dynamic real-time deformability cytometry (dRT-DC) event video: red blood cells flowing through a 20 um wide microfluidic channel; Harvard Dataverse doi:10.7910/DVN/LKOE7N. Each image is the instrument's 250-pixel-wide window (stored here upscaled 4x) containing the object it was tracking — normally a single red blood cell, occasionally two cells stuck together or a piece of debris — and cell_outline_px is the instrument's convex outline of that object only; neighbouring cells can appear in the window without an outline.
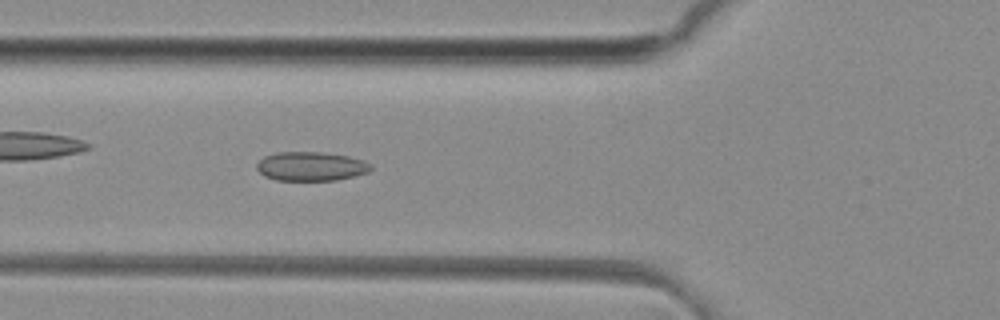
{"species": "common noctule bat (a hibernating species)", "species_latin": "Nyctalus noctula", "temperature_condition": "room temperature", "stored_images_in_passage": 42, "camera_frame_rate_fps": 3000, "um_per_image_px": 0.085, "animal": {"sex": "female", "body_mass_g": 29.2, "forearm_length_mm": 56.3}, "frame": {"image": 1, "passage_image": 17, "time_ms": 5.333, "image_size_px": [1000, 320], "cell_outline_px": [[372, 168], [368, 172], [356, 176], [336, 180], [276, 180], [264, 176], [256, 168], [256, 164], [264, 156], [276, 152], [324, 152], [348, 156], [364, 160], [372, 164]], "centroid_in_image_um": [26.45, 14.13], "position_along_channel_um": 99.4, "area_um2": 19.48}}
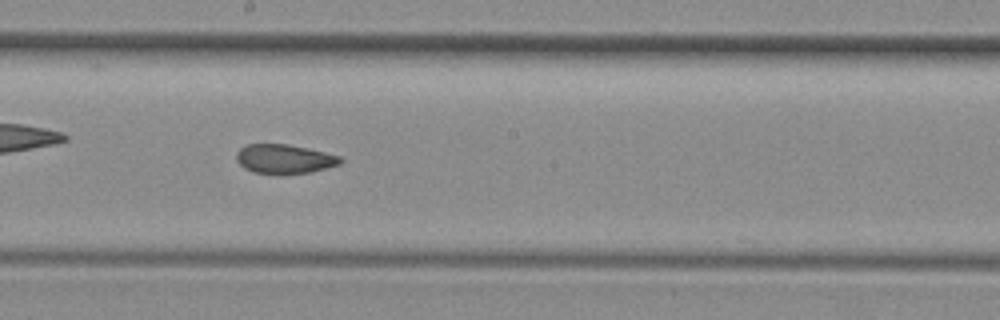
{"frame": {"image": 2, "passage_image": 26, "time_ms": 8.333, "image_size_px": [1000, 320], "cell_outline_px": [[344, 160], [340, 164], [312, 172], [284, 176], [280, 176], [252, 172], [244, 168], [236, 160], [236, 152], [240, 148], [248, 144], [288, 144], [308, 148], [340, 156]], "centroid_in_image_um": [24.16, 13.54], "position_along_channel_um": 224.0, "area_um2": 18.26}}
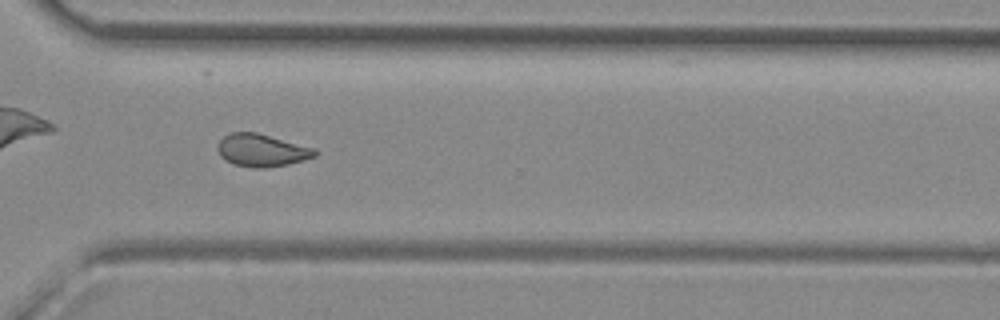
{"frame": {"image": 3, "passage_image": 35, "time_ms": 11.333, "image_size_px": [1000, 320], "cell_outline_px": [[320, 152], [316, 156], [304, 160], [288, 164], [264, 168], [252, 168], [232, 164], [220, 156], [216, 148], [216, 144], [224, 136], [232, 132], [256, 132], [316, 148]], "centroid_in_image_um": [22.26, 12.78], "position_along_channel_um": 348.3, "area_um2": 18.73}, "authors_computed_cell_mechanics": {"area_um2": 18.7561, "velocity_mm_per_s": 4.1522, "shape_relaxation_time_tau1_ms": null, "shape_relaxation_time_tau2_ms": 1.9387, "deformation_change_tau1": null, "deformation_change_tau2": 0.0802}}